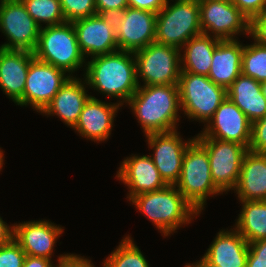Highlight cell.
<instances>
[{
  "instance_id": "2e32d148",
  "label": "cell",
  "mask_w": 266,
  "mask_h": 267,
  "mask_svg": "<svg viewBox=\"0 0 266 267\" xmlns=\"http://www.w3.org/2000/svg\"><path fill=\"white\" fill-rule=\"evenodd\" d=\"M81 53L87 60L118 50L114 16L94 15L72 22Z\"/></svg>"
},
{
  "instance_id": "60d3db41",
  "label": "cell",
  "mask_w": 266,
  "mask_h": 267,
  "mask_svg": "<svg viewBox=\"0 0 266 267\" xmlns=\"http://www.w3.org/2000/svg\"><path fill=\"white\" fill-rule=\"evenodd\" d=\"M54 262L44 257H33L26 255L22 267H53Z\"/></svg>"
},
{
  "instance_id": "7c38bea8",
  "label": "cell",
  "mask_w": 266,
  "mask_h": 267,
  "mask_svg": "<svg viewBox=\"0 0 266 267\" xmlns=\"http://www.w3.org/2000/svg\"><path fill=\"white\" fill-rule=\"evenodd\" d=\"M67 72L33 58L29 65L23 93V107L41 113L60 88L71 78Z\"/></svg>"
},
{
  "instance_id": "1f68e13d",
  "label": "cell",
  "mask_w": 266,
  "mask_h": 267,
  "mask_svg": "<svg viewBox=\"0 0 266 267\" xmlns=\"http://www.w3.org/2000/svg\"><path fill=\"white\" fill-rule=\"evenodd\" d=\"M25 257L26 253L14 239L0 246V267H22Z\"/></svg>"
},
{
  "instance_id": "ac0fdd59",
  "label": "cell",
  "mask_w": 266,
  "mask_h": 267,
  "mask_svg": "<svg viewBox=\"0 0 266 267\" xmlns=\"http://www.w3.org/2000/svg\"><path fill=\"white\" fill-rule=\"evenodd\" d=\"M119 166L115 177L127 185L128 201L138 194L153 192L167 186L150 155L132 154L124 158Z\"/></svg>"
},
{
  "instance_id": "ee69618b",
  "label": "cell",
  "mask_w": 266,
  "mask_h": 267,
  "mask_svg": "<svg viewBox=\"0 0 266 267\" xmlns=\"http://www.w3.org/2000/svg\"><path fill=\"white\" fill-rule=\"evenodd\" d=\"M264 96L266 97V81L261 83Z\"/></svg>"
},
{
  "instance_id": "5bb4252c",
  "label": "cell",
  "mask_w": 266,
  "mask_h": 267,
  "mask_svg": "<svg viewBox=\"0 0 266 267\" xmlns=\"http://www.w3.org/2000/svg\"><path fill=\"white\" fill-rule=\"evenodd\" d=\"M252 122L228 97L195 138H215L236 142L247 149L251 140Z\"/></svg>"
},
{
  "instance_id": "f546056e",
  "label": "cell",
  "mask_w": 266,
  "mask_h": 267,
  "mask_svg": "<svg viewBox=\"0 0 266 267\" xmlns=\"http://www.w3.org/2000/svg\"><path fill=\"white\" fill-rule=\"evenodd\" d=\"M242 74L260 83L266 81V46L255 41L252 44H244Z\"/></svg>"
},
{
  "instance_id": "cb8c5ba5",
  "label": "cell",
  "mask_w": 266,
  "mask_h": 267,
  "mask_svg": "<svg viewBox=\"0 0 266 267\" xmlns=\"http://www.w3.org/2000/svg\"><path fill=\"white\" fill-rule=\"evenodd\" d=\"M233 191L238 200L266 201V163L259 153L249 150L245 153Z\"/></svg>"
},
{
  "instance_id": "e575fe53",
  "label": "cell",
  "mask_w": 266,
  "mask_h": 267,
  "mask_svg": "<svg viewBox=\"0 0 266 267\" xmlns=\"http://www.w3.org/2000/svg\"><path fill=\"white\" fill-rule=\"evenodd\" d=\"M249 19L266 12V0H230Z\"/></svg>"
},
{
  "instance_id": "603a6c76",
  "label": "cell",
  "mask_w": 266,
  "mask_h": 267,
  "mask_svg": "<svg viewBox=\"0 0 266 267\" xmlns=\"http://www.w3.org/2000/svg\"><path fill=\"white\" fill-rule=\"evenodd\" d=\"M237 40H221L213 52L208 78L226 89L242 73L244 44Z\"/></svg>"
},
{
  "instance_id": "52a82bcc",
  "label": "cell",
  "mask_w": 266,
  "mask_h": 267,
  "mask_svg": "<svg viewBox=\"0 0 266 267\" xmlns=\"http://www.w3.org/2000/svg\"><path fill=\"white\" fill-rule=\"evenodd\" d=\"M180 107L184 117L207 124L227 97V89L208 76L181 72L178 82Z\"/></svg>"
},
{
  "instance_id": "8fae6325",
  "label": "cell",
  "mask_w": 266,
  "mask_h": 267,
  "mask_svg": "<svg viewBox=\"0 0 266 267\" xmlns=\"http://www.w3.org/2000/svg\"><path fill=\"white\" fill-rule=\"evenodd\" d=\"M40 29L21 0H0V32L8 40L0 48L33 52Z\"/></svg>"
},
{
  "instance_id": "8d00e7d4",
  "label": "cell",
  "mask_w": 266,
  "mask_h": 267,
  "mask_svg": "<svg viewBox=\"0 0 266 267\" xmlns=\"http://www.w3.org/2000/svg\"><path fill=\"white\" fill-rule=\"evenodd\" d=\"M250 36L259 45L266 46V12L250 20Z\"/></svg>"
},
{
  "instance_id": "83f0119b",
  "label": "cell",
  "mask_w": 266,
  "mask_h": 267,
  "mask_svg": "<svg viewBox=\"0 0 266 267\" xmlns=\"http://www.w3.org/2000/svg\"><path fill=\"white\" fill-rule=\"evenodd\" d=\"M125 235L119 245L102 262V267H150L139 246Z\"/></svg>"
},
{
  "instance_id": "30bf717a",
  "label": "cell",
  "mask_w": 266,
  "mask_h": 267,
  "mask_svg": "<svg viewBox=\"0 0 266 267\" xmlns=\"http://www.w3.org/2000/svg\"><path fill=\"white\" fill-rule=\"evenodd\" d=\"M207 151L215 186L225 194L234 190L240 176L241 164L248 149L236 142L215 138H195Z\"/></svg>"
},
{
  "instance_id": "836d02e7",
  "label": "cell",
  "mask_w": 266,
  "mask_h": 267,
  "mask_svg": "<svg viewBox=\"0 0 266 267\" xmlns=\"http://www.w3.org/2000/svg\"><path fill=\"white\" fill-rule=\"evenodd\" d=\"M246 267H266V239L249 243Z\"/></svg>"
},
{
  "instance_id": "ba28073f",
  "label": "cell",
  "mask_w": 266,
  "mask_h": 267,
  "mask_svg": "<svg viewBox=\"0 0 266 267\" xmlns=\"http://www.w3.org/2000/svg\"><path fill=\"white\" fill-rule=\"evenodd\" d=\"M180 53V49L176 47L157 42L134 52L139 86L178 85L181 73Z\"/></svg>"
},
{
  "instance_id": "d6a6232c",
  "label": "cell",
  "mask_w": 266,
  "mask_h": 267,
  "mask_svg": "<svg viewBox=\"0 0 266 267\" xmlns=\"http://www.w3.org/2000/svg\"><path fill=\"white\" fill-rule=\"evenodd\" d=\"M248 150L255 153L266 151V115L252 122L251 140Z\"/></svg>"
},
{
  "instance_id": "4316f807",
  "label": "cell",
  "mask_w": 266,
  "mask_h": 267,
  "mask_svg": "<svg viewBox=\"0 0 266 267\" xmlns=\"http://www.w3.org/2000/svg\"><path fill=\"white\" fill-rule=\"evenodd\" d=\"M233 227L248 243L266 239V201H243Z\"/></svg>"
},
{
  "instance_id": "f1b7e54d",
  "label": "cell",
  "mask_w": 266,
  "mask_h": 267,
  "mask_svg": "<svg viewBox=\"0 0 266 267\" xmlns=\"http://www.w3.org/2000/svg\"><path fill=\"white\" fill-rule=\"evenodd\" d=\"M34 21L42 28L66 22L60 0H21ZM43 23V24H42Z\"/></svg>"
},
{
  "instance_id": "5b68a950",
  "label": "cell",
  "mask_w": 266,
  "mask_h": 267,
  "mask_svg": "<svg viewBox=\"0 0 266 267\" xmlns=\"http://www.w3.org/2000/svg\"><path fill=\"white\" fill-rule=\"evenodd\" d=\"M175 186L200 214L207 199L223 195L213 182L208 153L196 139L186 148Z\"/></svg>"
},
{
  "instance_id": "277c9868",
  "label": "cell",
  "mask_w": 266,
  "mask_h": 267,
  "mask_svg": "<svg viewBox=\"0 0 266 267\" xmlns=\"http://www.w3.org/2000/svg\"><path fill=\"white\" fill-rule=\"evenodd\" d=\"M33 54L38 60L60 68L72 77H75V71L81 67L85 70L86 67L75 28L67 21L59 25L43 26Z\"/></svg>"
},
{
  "instance_id": "9a60e30c",
  "label": "cell",
  "mask_w": 266,
  "mask_h": 267,
  "mask_svg": "<svg viewBox=\"0 0 266 267\" xmlns=\"http://www.w3.org/2000/svg\"><path fill=\"white\" fill-rule=\"evenodd\" d=\"M157 14L127 7L114 16L118 50L136 52L155 42Z\"/></svg>"
},
{
  "instance_id": "d6986e66",
  "label": "cell",
  "mask_w": 266,
  "mask_h": 267,
  "mask_svg": "<svg viewBox=\"0 0 266 267\" xmlns=\"http://www.w3.org/2000/svg\"><path fill=\"white\" fill-rule=\"evenodd\" d=\"M120 107L117 102L108 103L91 95L84 104L73 130L82 138L95 143L107 141L111 136L116 113Z\"/></svg>"
},
{
  "instance_id": "b9f144b4",
  "label": "cell",
  "mask_w": 266,
  "mask_h": 267,
  "mask_svg": "<svg viewBox=\"0 0 266 267\" xmlns=\"http://www.w3.org/2000/svg\"><path fill=\"white\" fill-rule=\"evenodd\" d=\"M197 262L188 263L191 267H219L215 265L209 264L203 257L200 260H196Z\"/></svg>"
},
{
  "instance_id": "7402d4cb",
  "label": "cell",
  "mask_w": 266,
  "mask_h": 267,
  "mask_svg": "<svg viewBox=\"0 0 266 267\" xmlns=\"http://www.w3.org/2000/svg\"><path fill=\"white\" fill-rule=\"evenodd\" d=\"M202 256L209 264L219 267H246L249 243L233 227L221 229Z\"/></svg>"
},
{
  "instance_id": "4dcf8cb0",
  "label": "cell",
  "mask_w": 266,
  "mask_h": 267,
  "mask_svg": "<svg viewBox=\"0 0 266 267\" xmlns=\"http://www.w3.org/2000/svg\"><path fill=\"white\" fill-rule=\"evenodd\" d=\"M60 3L67 22L97 14L95 0H60Z\"/></svg>"
},
{
  "instance_id": "f6af8a7d",
  "label": "cell",
  "mask_w": 266,
  "mask_h": 267,
  "mask_svg": "<svg viewBox=\"0 0 266 267\" xmlns=\"http://www.w3.org/2000/svg\"><path fill=\"white\" fill-rule=\"evenodd\" d=\"M259 154L264 158V161L266 163V151H263V152H261Z\"/></svg>"
},
{
  "instance_id": "d590c367",
  "label": "cell",
  "mask_w": 266,
  "mask_h": 267,
  "mask_svg": "<svg viewBox=\"0 0 266 267\" xmlns=\"http://www.w3.org/2000/svg\"><path fill=\"white\" fill-rule=\"evenodd\" d=\"M98 15L115 16L128 7V0H95Z\"/></svg>"
},
{
  "instance_id": "bcb514c9",
  "label": "cell",
  "mask_w": 266,
  "mask_h": 267,
  "mask_svg": "<svg viewBox=\"0 0 266 267\" xmlns=\"http://www.w3.org/2000/svg\"><path fill=\"white\" fill-rule=\"evenodd\" d=\"M195 1H197V2H199V3H200V2H203V1H206V0H195Z\"/></svg>"
},
{
  "instance_id": "e0dca14e",
  "label": "cell",
  "mask_w": 266,
  "mask_h": 267,
  "mask_svg": "<svg viewBox=\"0 0 266 267\" xmlns=\"http://www.w3.org/2000/svg\"><path fill=\"white\" fill-rule=\"evenodd\" d=\"M13 239L28 256L53 260L54 247L64 227L46 219L15 223Z\"/></svg>"
},
{
  "instance_id": "f35d334b",
  "label": "cell",
  "mask_w": 266,
  "mask_h": 267,
  "mask_svg": "<svg viewBox=\"0 0 266 267\" xmlns=\"http://www.w3.org/2000/svg\"><path fill=\"white\" fill-rule=\"evenodd\" d=\"M167 3V0H128V6L141 10L158 13Z\"/></svg>"
},
{
  "instance_id": "6da1fadb",
  "label": "cell",
  "mask_w": 266,
  "mask_h": 267,
  "mask_svg": "<svg viewBox=\"0 0 266 267\" xmlns=\"http://www.w3.org/2000/svg\"><path fill=\"white\" fill-rule=\"evenodd\" d=\"M89 60L82 75L87 86L118 99L121 106L127 104L139 87L134 52L117 50Z\"/></svg>"
},
{
  "instance_id": "8992f818",
  "label": "cell",
  "mask_w": 266,
  "mask_h": 267,
  "mask_svg": "<svg viewBox=\"0 0 266 267\" xmlns=\"http://www.w3.org/2000/svg\"><path fill=\"white\" fill-rule=\"evenodd\" d=\"M169 1L157 13L155 42L181 49L192 37L202 33L199 2L171 0V4Z\"/></svg>"
},
{
  "instance_id": "44dd1931",
  "label": "cell",
  "mask_w": 266,
  "mask_h": 267,
  "mask_svg": "<svg viewBox=\"0 0 266 267\" xmlns=\"http://www.w3.org/2000/svg\"><path fill=\"white\" fill-rule=\"evenodd\" d=\"M86 88L88 86L84 78L71 77L40 114L47 117L56 115L67 127L73 129L84 104L91 96Z\"/></svg>"
},
{
  "instance_id": "ffe728a7",
  "label": "cell",
  "mask_w": 266,
  "mask_h": 267,
  "mask_svg": "<svg viewBox=\"0 0 266 267\" xmlns=\"http://www.w3.org/2000/svg\"><path fill=\"white\" fill-rule=\"evenodd\" d=\"M34 54L27 50L0 48V88L16 105L23 107V93Z\"/></svg>"
},
{
  "instance_id": "7a4b0ae2",
  "label": "cell",
  "mask_w": 266,
  "mask_h": 267,
  "mask_svg": "<svg viewBox=\"0 0 266 267\" xmlns=\"http://www.w3.org/2000/svg\"><path fill=\"white\" fill-rule=\"evenodd\" d=\"M127 105L140 123L144 135L174 131L179 126L181 107L178 85L139 86Z\"/></svg>"
},
{
  "instance_id": "d4e9b609",
  "label": "cell",
  "mask_w": 266,
  "mask_h": 267,
  "mask_svg": "<svg viewBox=\"0 0 266 267\" xmlns=\"http://www.w3.org/2000/svg\"><path fill=\"white\" fill-rule=\"evenodd\" d=\"M227 97L254 122L266 115V97L262 85L242 73L227 88Z\"/></svg>"
},
{
  "instance_id": "3957f363",
  "label": "cell",
  "mask_w": 266,
  "mask_h": 267,
  "mask_svg": "<svg viewBox=\"0 0 266 267\" xmlns=\"http://www.w3.org/2000/svg\"><path fill=\"white\" fill-rule=\"evenodd\" d=\"M129 201L164 237L173 235L179 227L191 224L193 218L200 215L175 185L138 194Z\"/></svg>"
},
{
  "instance_id": "74e56055",
  "label": "cell",
  "mask_w": 266,
  "mask_h": 267,
  "mask_svg": "<svg viewBox=\"0 0 266 267\" xmlns=\"http://www.w3.org/2000/svg\"><path fill=\"white\" fill-rule=\"evenodd\" d=\"M57 257L58 263L53 264V267H95L91 259L80 254L63 253Z\"/></svg>"
},
{
  "instance_id": "484cf974",
  "label": "cell",
  "mask_w": 266,
  "mask_h": 267,
  "mask_svg": "<svg viewBox=\"0 0 266 267\" xmlns=\"http://www.w3.org/2000/svg\"><path fill=\"white\" fill-rule=\"evenodd\" d=\"M220 41L204 33L192 37L180 49L181 72L208 76L213 52Z\"/></svg>"
},
{
  "instance_id": "ab89813d",
  "label": "cell",
  "mask_w": 266,
  "mask_h": 267,
  "mask_svg": "<svg viewBox=\"0 0 266 267\" xmlns=\"http://www.w3.org/2000/svg\"><path fill=\"white\" fill-rule=\"evenodd\" d=\"M14 225H8L0 216V246L9 243L13 239Z\"/></svg>"
},
{
  "instance_id": "4fadbf2b",
  "label": "cell",
  "mask_w": 266,
  "mask_h": 267,
  "mask_svg": "<svg viewBox=\"0 0 266 267\" xmlns=\"http://www.w3.org/2000/svg\"><path fill=\"white\" fill-rule=\"evenodd\" d=\"M154 165L167 185H175L179 181L183 157L188 145L195 136L185 141L177 130L170 132L150 133L144 135Z\"/></svg>"
},
{
  "instance_id": "7dc6e473",
  "label": "cell",
  "mask_w": 266,
  "mask_h": 267,
  "mask_svg": "<svg viewBox=\"0 0 266 267\" xmlns=\"http://www.w3.org/2000/svg\"><path fill=\"white\" fill-rule=\"evenodd\" d=\"M184 267H191V266L188 263H186Z\"/></svg>"
},
{
  "instance_id": "7bdbcfd3",
  "label": "cell",
  "mask_w": 266,
  "mask_h": 267,
  "mask_svg": "<svg viewBox=\"0 0 266 267\" xmlns=\"http://www.w3.org/2000/svg\"><path fill=\"white\" fill-rule=\"evenodd\" d=\"M4 150H2L1 149V147H0V171L2 170V168H3V164H4V160H5V154H4Z\"/></svg>"
},
{
  "instance_id": "9c48e42d",
  "label": "cell",
  "mask_w": 266,
  "mask_h": 267,
  "mask_svg": "<svg viewBox=\"0 0 266 267\" xmlns=\"http://www.w3.org/2000/svg\"><path fill=\"white\" fill-rule=\"evenodd\" d=\"M199 16L204 34L221 40H237L241 34L249 36L250 20L230 0L200 2Z\"/></svg>"
}]
</instances>
